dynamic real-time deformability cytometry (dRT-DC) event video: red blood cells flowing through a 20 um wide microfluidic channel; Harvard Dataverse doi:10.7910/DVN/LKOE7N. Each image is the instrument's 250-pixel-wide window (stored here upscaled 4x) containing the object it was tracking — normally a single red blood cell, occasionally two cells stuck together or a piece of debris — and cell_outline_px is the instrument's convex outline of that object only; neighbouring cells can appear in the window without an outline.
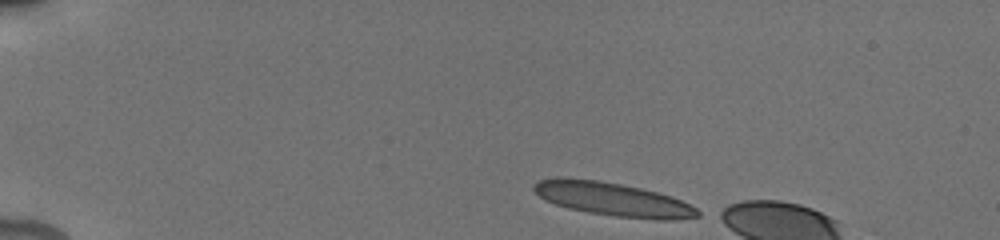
{"species": "human", "species_latin": "Homo sapiens", "temperature_condition": "cold", "stored_images_in_passage": 7, "camera_frame_rate_fps": 3000, "um_per_image_px": 0.085, "donor": {"sex": "male"}, "frame": {"image": 1, "passage_image": 1, "time_ms": 0.0, "image_size_px": [1000, 240], "cell_outline_px": [[704, 212], [700, 216], [676, 220], [656, 220], [616, 216], [588, 212], [568, 208], [544, 200], [532, 188], [532, 184], [540, 180], [556, 176], [564, 176], [600, 180], [640, 188], [672, 196]], "centroid_in_image_um": [52.08, 16.92], "position_along_channel_um": 32.9, "area_um2": 32.31}}